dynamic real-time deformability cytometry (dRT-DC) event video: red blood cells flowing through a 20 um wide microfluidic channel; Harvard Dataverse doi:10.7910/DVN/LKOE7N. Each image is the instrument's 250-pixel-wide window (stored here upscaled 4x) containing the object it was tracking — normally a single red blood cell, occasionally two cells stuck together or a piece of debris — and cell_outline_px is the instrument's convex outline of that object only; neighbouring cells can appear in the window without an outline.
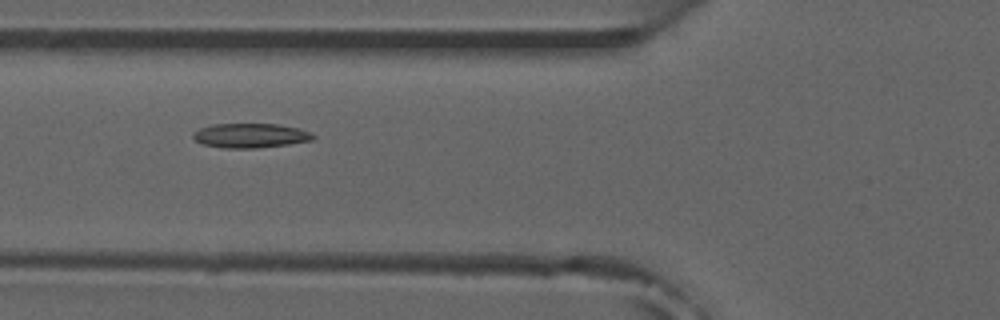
{"species": "common noctule bat (a hibernating species)", "species_latin": "Nyctalus noctula", "temperature_condition": "room temperature", "stored_images_in_passage": 24, "camera_frame_rate_fps": 3000, "um_per_image_px": 0.085, "animal": {"sex": "male", "forearm_length_mm": 52.5}, "frame": {"image": 1, "passage_image": 20, "time_ms": 6.333, "image_size_px": [1000, 320], "cell_outline_px": [[316, 136], [312, 140], [288, 144], [256, 148], [224, 148], [204, 144], [196, 140], [192, 136], [192, 132], [200, 128], [212, 124], [276, 124], [300, 128], [312, 132]], "centroid_in_image_um": [21.3, 11.51], "position_along_channel_um": 104.5, "area_um2": 17.11}}
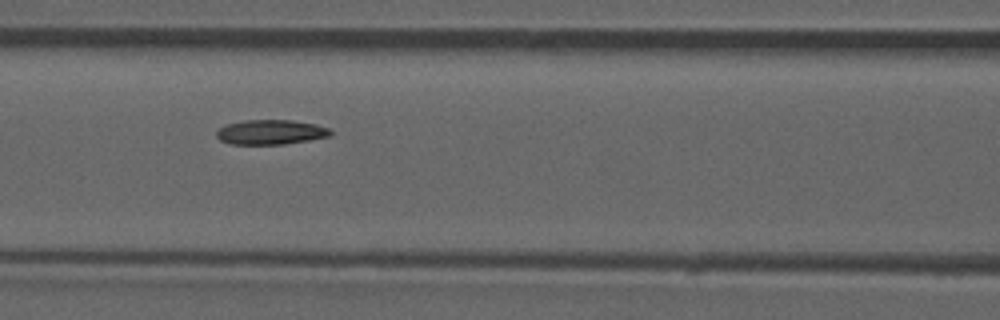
{"frame": {"image": 2, "passage_image": 23, "time_ms": 7.333, "image_size_px": [1000, 320], "cell_outline_px": [[332, 136], [284, 144], [232, 144], [220, 140], [216, 136], [216, 132], [224, 124], [244, 120], [292, 120], [316, 124], [328, 128], [332, 132]], "centroid_in_image_um": [23.0, 11.22], "position_along_channel_um": 143.6, "area_um2": 16.47}}